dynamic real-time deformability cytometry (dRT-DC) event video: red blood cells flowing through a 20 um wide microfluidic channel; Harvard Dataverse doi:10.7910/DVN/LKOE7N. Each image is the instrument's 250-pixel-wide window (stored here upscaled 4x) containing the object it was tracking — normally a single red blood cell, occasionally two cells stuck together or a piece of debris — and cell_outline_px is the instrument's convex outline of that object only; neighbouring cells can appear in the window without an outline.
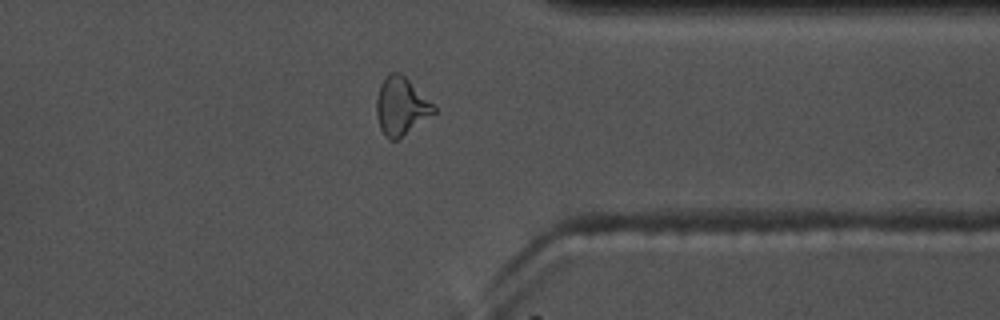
{"species": "common noctule bat (a hibernating species)", "species_latin": "Nyctalus noctula", "temperature_condition": "warm", "stored_images_in_passage": 42, "camera_frame_rate_fps": 3000, "um_per_image_px": 0.085, "animal": {"sex": "male", "body_mass_g": 17.5, "forearm_length_mm": 52.3}, "frame": {"image": 1, "passage_image": 30, "time_ms": 9.667, "image_size_px": [1000, 320], "cell_outline_px": [[436, 112], [396, 140], [388, 140], [384, 136], [380, 128], [376, 112], [376, 100], [380, 84], [392, 72], [400, 72], [436, 104]], "centroid_in_image_um": [34.11, 9.03], "position_along_channel_um": 377.3, "area_um2": 19.31}, "authors_computed_cell_mechanics": {"area_um2": 17.9758, "velocity_mm_per_s": 3.6458, "shape_relaxation_time_tau1_ms": 5.3344, "shape_relaxation_time_tau2_ms": 2.664, "deformation_change_tau1": 0.1702, "deformation_change_tau2": 0.1027}}